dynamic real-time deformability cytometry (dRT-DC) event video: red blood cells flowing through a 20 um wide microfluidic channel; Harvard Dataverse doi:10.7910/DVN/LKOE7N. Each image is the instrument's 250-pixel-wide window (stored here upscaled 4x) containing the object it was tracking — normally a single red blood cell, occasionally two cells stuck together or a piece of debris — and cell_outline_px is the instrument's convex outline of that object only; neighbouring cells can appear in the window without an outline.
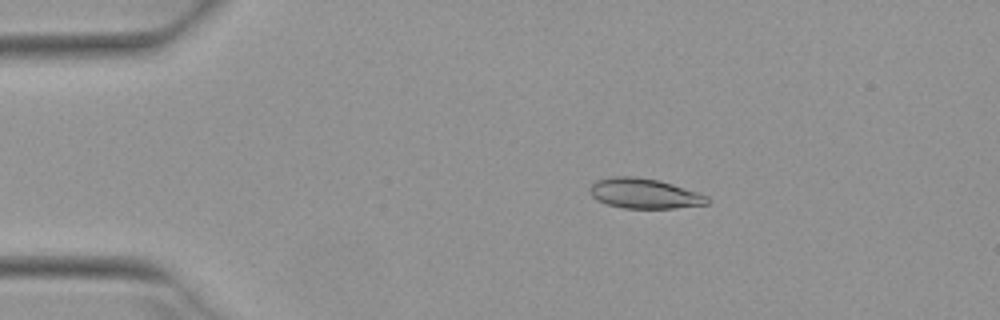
{"species": "Egyptian fruit bat (a non-hibernating species)", "species_latin": "Rousettus aegyptiacus", "temperature_condition": "warm", "stored_images_in_passage": 51, "camera_frame_rate_fps": 3000, "um_per_image_px": 0.085, "animal": {"sex": "female"}, "frame": {"image": 1, "passage_image": 9, "time_ms": 2.667, "image_size_px": [1000, 320], "cell_outline_px": [[708, 204], [676, 208], [624, 208], [608, 204], [596, 200], [592, 196], [588, 188], [596, 180], [612, 176], [636, 176], [660, 180], [708, 196]], "centroid_in_image_um": [54.73, 16.44], "position_along_channel_um": 30.3, "area_um2": 20.58}}
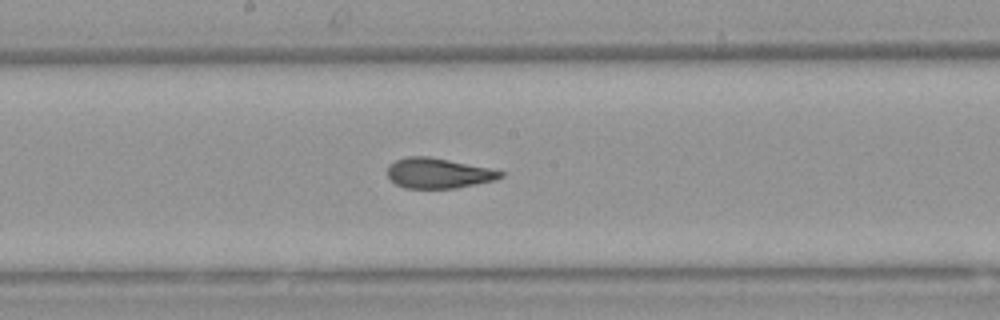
{"frame": {"image": 2, "passage_image": 27, "time_ms": 8.667, "image_size_px": [1000, 320], "cell_outline_px": [[504, 176], [496, 180], [456, 188], [404, 188], [396, 184], [388, 176], [388, 164], [404, 156], [428, 156], [488, 168], [504, 172]], "centroid_in_image_um": [37.24, 14.72], "position_along_channel_um": 211.0, "area_um2": 19.83}}
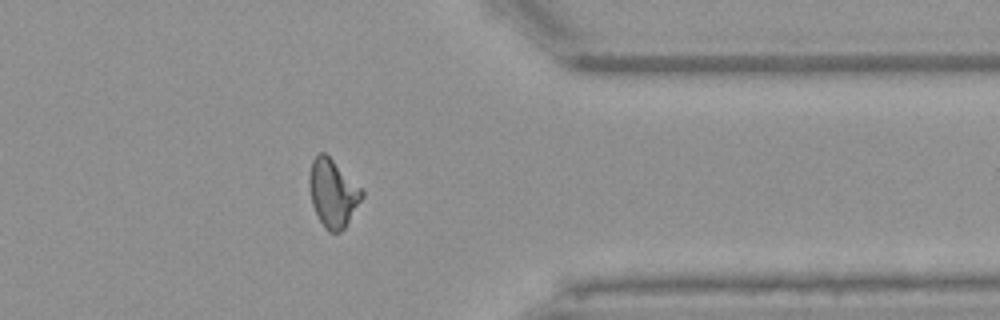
{"frame": {"image": 3, "passage_image": 41, "time_ms": 13.333, "image_size_px": [1000, 320], "cell_outline_px": [[364, 196], [344, 228], [340, 232], [328, 232], [324, 228], [312, 204], [308, 184], [308, 176], [312, 160], [320, 152], [324, 152], [364, 192]], "centroid_in_image_um": [28.26, 16.43], "position_along_channel_um": 383.1, "area_um2": 20.4}, "authors_computed_cell_mechanics": {"area_um2": 20.5768, "velocity_mm_per_s": 3.9474, "shape_relaxation_time_tau1_ms": null, "shape_relaxation_time_tau2_ms": 1.6644, "deformation_change_tau1": null, "deformation_change_tau2": 0.0864}}